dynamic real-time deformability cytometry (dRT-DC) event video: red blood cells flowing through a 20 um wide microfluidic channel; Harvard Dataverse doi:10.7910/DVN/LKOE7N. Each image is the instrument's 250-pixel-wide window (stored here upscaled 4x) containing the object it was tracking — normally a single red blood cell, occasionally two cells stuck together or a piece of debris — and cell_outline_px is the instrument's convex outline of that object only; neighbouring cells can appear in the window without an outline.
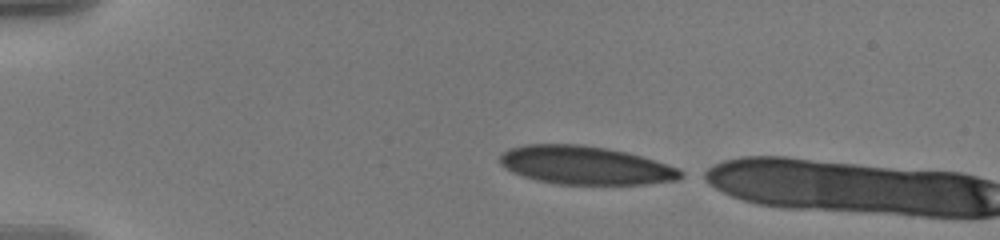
{"species": "human", "species_latin": "Homo sapiens", "temperature_condition": "warm", "stored_images_in_passage": 5, "camera_frame_rate_fps": 3000, "um_per_image_px": 0.085, "donor": {"sex": "male"}, "frame": {"image": 1, "passage_image": 1, "time_ms": 0.0, "image_size_px": [1000, 240], "cell_outline_px": [[688, 176], [680, 180], [648, 184], [556, 184], [536, 180], [512, 172], [504, 168], [500, 164], [500, 156], [508, 148], [524, 144], [580, 144], [608, 148], [640, 156], [680, 168], [688, 172]], "centroid_in_image_um": [49.81, 14.06], "position_along_channel_um": 35.2, "area_um2": 40.86}}